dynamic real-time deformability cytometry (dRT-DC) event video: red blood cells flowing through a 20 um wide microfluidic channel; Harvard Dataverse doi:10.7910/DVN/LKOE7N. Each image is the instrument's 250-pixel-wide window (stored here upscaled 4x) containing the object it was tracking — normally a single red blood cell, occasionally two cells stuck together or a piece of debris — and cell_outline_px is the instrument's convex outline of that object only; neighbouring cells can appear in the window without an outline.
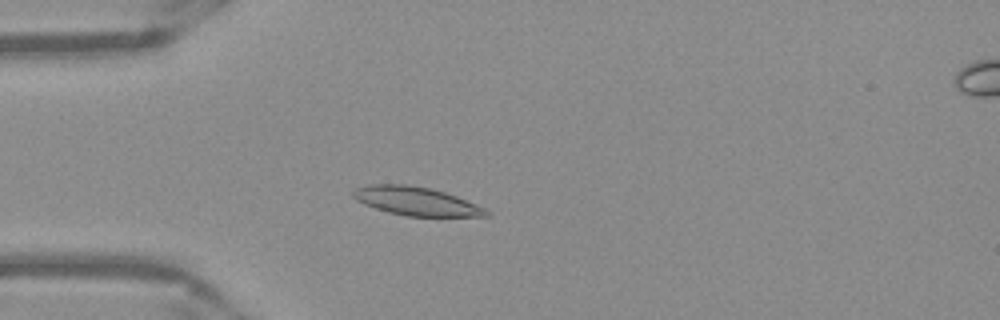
{"species": "Egyptian fruit bat (a non-hibernating species)", "species_latin": "Rousettus aegyptiacus", "temperature_condition": "warm", "stored_images_in_passage": 51, "camera_frame_rate_fps": 3000, "um_per_image_px": 0.085, "frame": {"image": 1, "passage_image": 13, "time_ms": 4.0, "image_size_px": [1000, 320], "cell_outline_px": [[492, 216], [404, 216], [388, 212], [364, 204], [356, 200], [352, 196], [352, 188], [368, 184], [408, 184], [432, 188], [456, 196], [484, 208]], "centroid_in_image_um": [35.3, 17.08], "position_along_channel_um": 49.7, "area_um2": 22.2}}
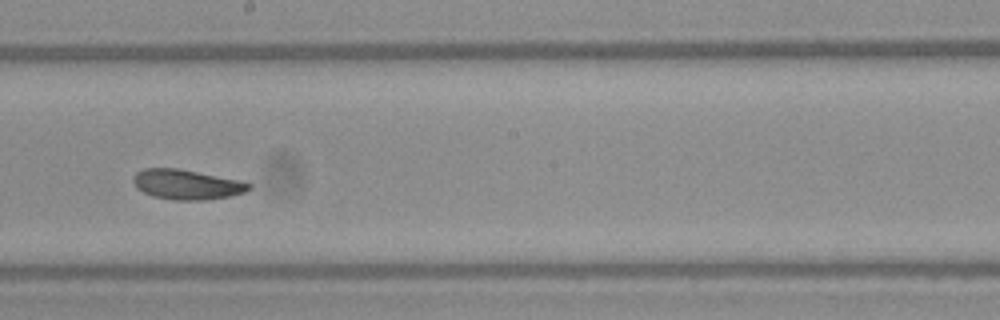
{"frame": {"image": 2, "passage_image": 28, "time_ms": 9.0, "image_size_px": [1000, 320], "cell_outline_px": [[252, 188], [244, 192], [228, 196], [208, 200], [176, 200], [152, 196], [136, 188], [132, 180], [132, 176], [136, 172], [144, 168], [176, 168], [240, 180], [252, 184]], "centroid_in_image_um": [15.85, 15.68], "position_along_channel_um": 232.4, "area_um2": 20.17}}
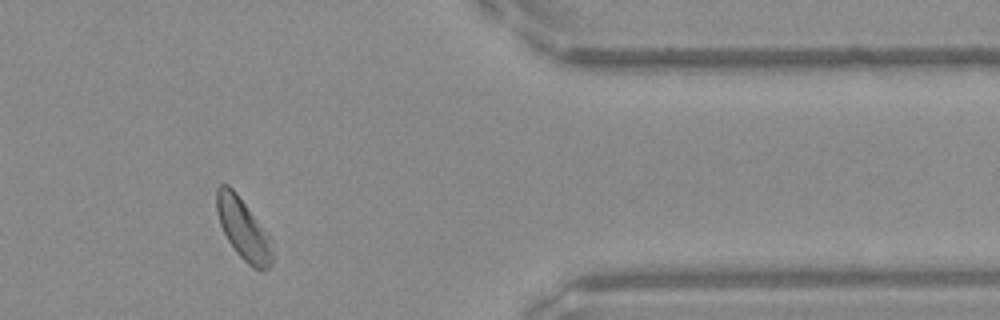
{"frame": {"image": 3, "passage_image": 42, "time_ms": 13.667, "image_size_px": [1000, 320], "cell_outline_px": [[272, 264], [268, 268], [260, 272], [252, 268], [236, 252], [228, 240], [220, 224], [216, 212], [216, 188], [220, 184], [228, 184], [236, 192], [272, 240]], "centroid_in_image_um": [20.67, 19.48], "position_along_channel_um": 390.7, "area_um2": 19.83}, "authors_computed_cell_mechanics": {"area_um2": 20.4612, "velocity_mm_per_s": 3.8884, "shape_relaxation_time_tau1_ms": null, "shape_relaxation_time_tau2_ms": 6.2836, "deformation_change_tau1": null, "deformation_change_tau2": 0.1316}}